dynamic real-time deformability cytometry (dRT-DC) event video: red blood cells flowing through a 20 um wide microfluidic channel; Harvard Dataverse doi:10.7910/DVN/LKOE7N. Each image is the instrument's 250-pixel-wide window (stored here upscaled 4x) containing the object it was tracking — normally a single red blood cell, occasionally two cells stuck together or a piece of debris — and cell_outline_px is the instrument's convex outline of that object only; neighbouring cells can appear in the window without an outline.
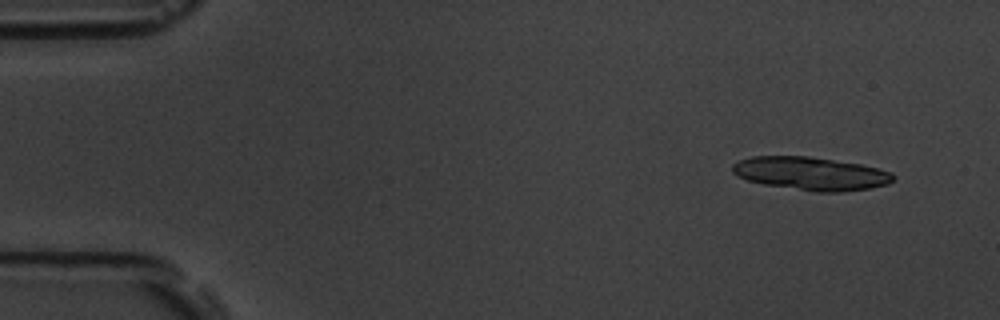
{"species": "common noctule bat (a hibernating species)", "species_latin": "Nyctalus noctula", "temperature_condition": "room temperature", "stored_images_in_passage": 10, "camera_frame_rate_fps": 3000, "um_per_image_px": 0.085, "animal": {"sex": "male", "body_mass_g": 19.5, "forearm_length_mm": 54.6}, "frame": {"image": 1, "passage_image": 4, "time_ms": 1.0, "image_size_px": [1000, 320], "cell_outline_px": [[896, 176], [888, 184], [868, 188], [840, 192], [816, 192], [764, 184], [748, 180], [732, 172], [732, 164], [740, 160], [752, 156], [808, 156], [860, 164], [892, 172]], "centroid_in_image_um": [68.92, 14.75], "position_along_channel_um": 16.1, "area_um2": 30.87}}